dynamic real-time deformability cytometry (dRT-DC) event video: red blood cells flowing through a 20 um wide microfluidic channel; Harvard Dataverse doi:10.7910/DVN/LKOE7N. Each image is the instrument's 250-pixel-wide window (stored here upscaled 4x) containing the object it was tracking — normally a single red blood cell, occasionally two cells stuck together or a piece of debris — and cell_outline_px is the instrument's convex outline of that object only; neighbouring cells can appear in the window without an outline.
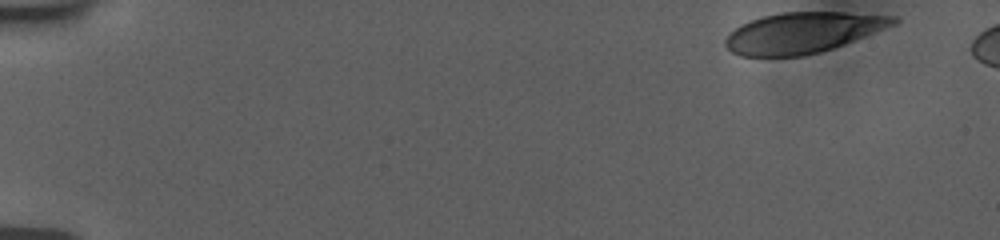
{"species": "human", "species_latin": "Homo sapiens", "temperature_condition": "room temperature", "stored_images_in_passage": 46, "camera_frame_rate_fps": 3000, "um_per_image_px": 0.085, "donor": {"sex": "female"}, "frame": {"image": 1, "passage_image": 1, "time_ms": 0.0, "image_size_px": [1000, 240], "cell_outline_px": [[900, 20], [896, 24], [844, 44], [820, 52], [804, 56], [740, 56], [732, 52], [724, 44], [724, 40], [740, 24], [764, 16], [780, 12], [844, 12], [896, 16]], "centroid_in_image_um": [68.25, 2.77], "position_along_channel_um": 16.8, "area_um2": 39.65}}
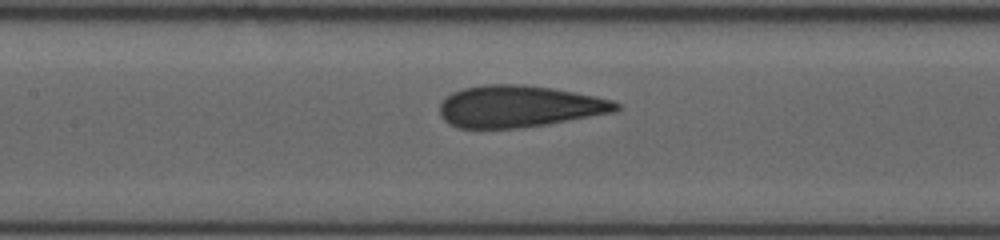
{"frame": {"image": 2, "passage_image": 27, "time_ms": 7.667, "image_size_px": [1000, 240], "cell_outline_px": [[620, 108], [616, 112], [548, 124], [520, 128], [460, 128], [444, 120], [440, 116], [440, 104], [452, 92], [464, 88], [484, 84], [524, 84], [552, 88], [596, 96], [612, 100], [620, 104]], "centroid_in_image_um": [44.15, 9.04], "position_along_channel_um": 163.2, "area_um2": 43.0}}
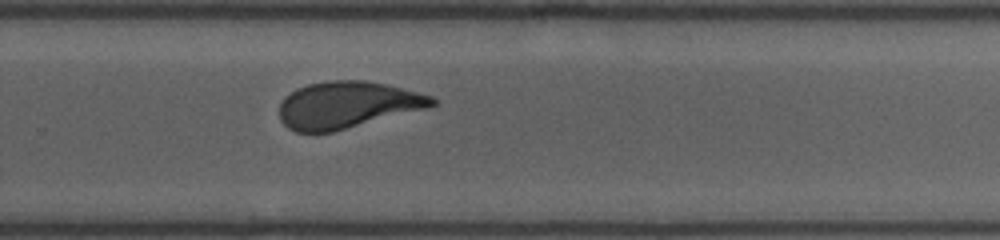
{"frame": {"image": 3, "passage_image": 46, "time_ms": 11.333, "image_size_px": [1000, 240], "cell_outline_px": [[436, 104], [424, 108], [332, 132], [296, 132], [288, 128], [280, 120], [280, 104], [284, 96], [296, 88], [308, 84], [328, 80], [364, 80], [384, 84], [432, 96], [436, 100]], "centroid_in_image_um": [29.44, 8.91], "position_along_channel_um": 300.4, "area_um2": 41.1}}